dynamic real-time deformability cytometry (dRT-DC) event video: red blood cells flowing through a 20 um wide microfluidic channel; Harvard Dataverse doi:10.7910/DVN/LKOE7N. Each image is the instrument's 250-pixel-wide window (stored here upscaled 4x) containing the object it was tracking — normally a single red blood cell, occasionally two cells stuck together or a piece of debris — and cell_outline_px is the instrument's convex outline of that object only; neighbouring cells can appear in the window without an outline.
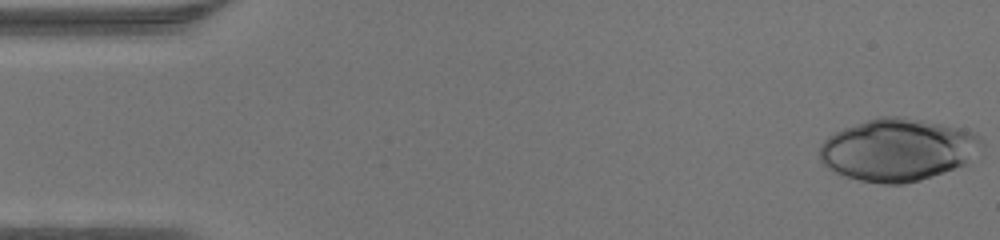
{"species": "human", "species_latin": "Homo sapiens", "temperature_condition": "warm", "stored_images_in_passage": 45, "camera_frame_rate_fps": 3000, "um_per_image_px": 0.085, "donor": {"sex": "male"}, "frame": {"image": 1, "passage_image": 1, "time_ms": 0.0, "image_size_px": [1000, 240], "cell_outline_px": [[980, 140], [964, 164], [920, 180], [904, 184], [884, 184], [860, 180], [836, 172], [828, 168], [820, 160], [820, 148], [824, 140], [836, 132], [844, 128], [880, 116], [896, 116], [920, 120], [956, 128], [968, 132], [976, 136]], "centroid_in_image_um": [76.19, 12.74], "position_along_channel_um": 8.8, "area_um2": 56.93}}
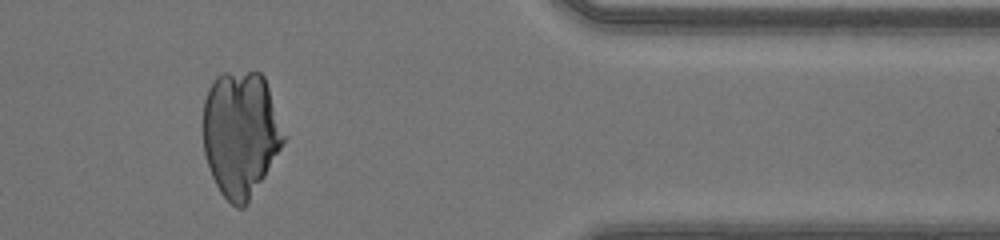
{"frame": {"image": 2, "passage_image": 38, "time_ms": 12.333, "image_size_px": [1000, 240], "cell_outline_px": [[284, 140], [280, 148], [248, 204], [244, 208], [236, 208], [220, 192], [212, 176], [204, 152], [204, 100], [208, 88], [212, 80], [216, 76], [224, 72], [260, 72], [264, 76], [284, 136]], "centroid_in_image_um": [20.42, 11.37], "position_along_channel_um": 391.0, "area_um2": 58.2}}
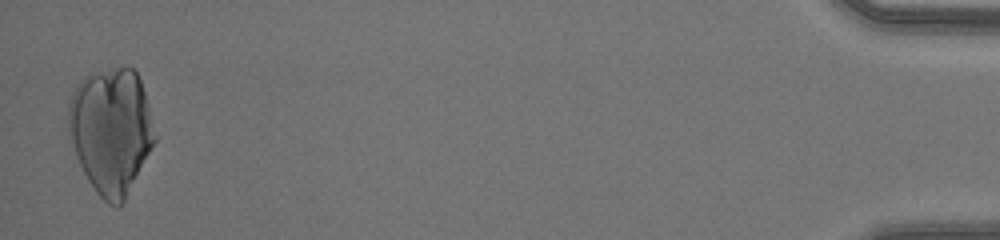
{"frame": {"image": 3, "passage_image": 45, "time_ms": 14.667, "image_size_px": [1000, 240], "cell_outline_px": [[156, 140], [124, 200], [116, 208], [108, 204], [96, 192], [88, 180], [76, 156], [68, 124], [68, 104], [80, 80], [84, 76], [116, 68], [132, 68], [136, 72], [140, 80], [148, 104], [156, 136]], "centroid_in_image_um": [9.45, 11.12], "position_along_channel_um": 425.8, "area_um2": 62.37}}